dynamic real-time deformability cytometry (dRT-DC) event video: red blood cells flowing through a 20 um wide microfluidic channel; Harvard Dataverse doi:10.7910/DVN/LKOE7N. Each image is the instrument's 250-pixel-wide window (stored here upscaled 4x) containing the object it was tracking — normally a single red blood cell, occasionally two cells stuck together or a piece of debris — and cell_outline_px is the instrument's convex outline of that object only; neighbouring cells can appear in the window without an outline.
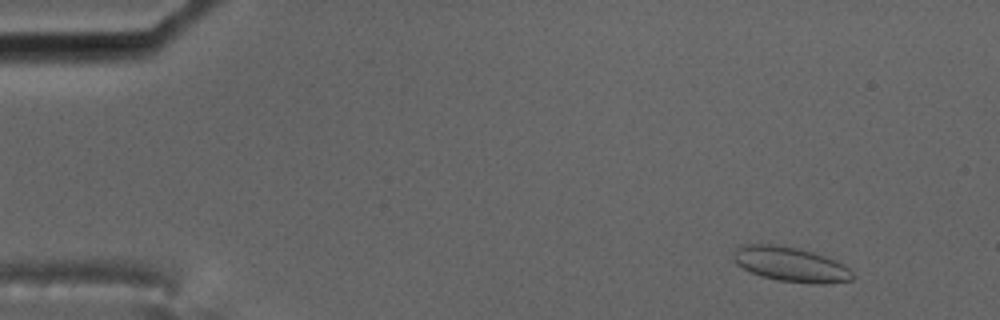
{"species": "common noctule bat (a hibernating species)", "species_latin": "Nyctalus noctula", "temperature_condition": "cold", "stored_images_in_passage": 58, "camera_frame_rate_fps": 3000, "um_per_image_px": 0.085, "animal": {"sex": "male", "body_mass_g": 17.5, "forearm_length_mm": 52.3}, "frame": {"image": 1, "passage_image": 6, "time_ms": 1.667, "image_size_px": [1000, 320], "cell_outline_px": [[856, 276], [852, 280], [828, 284], [812, 284], [776, 280], [752, 272], [736, 264], [732, 260], [732, 252], [740, 244], [776, 244], [796, 248], [812, 252], [836, 260], [844, 264]], "centroid_in_image_um": [67.21, 22.47], "position_along_channel_um": 17.8, "area_um2": 24.33}}
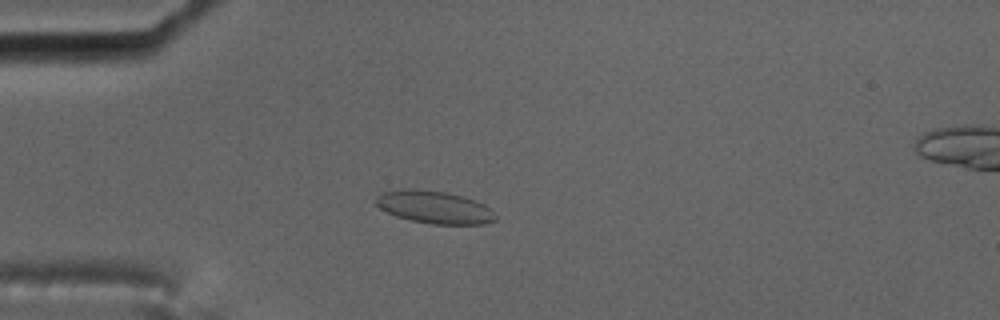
{"frame": {"image": 2, "passage_image": 16, "time_ms": 5.0, "image_size_px": [1000, 320], "cell_outline_px": [[496, 220], [484, 224], [432, 224], [412, 220], [396, 216], [380, 208], [376, 204], [376, 196], [380, 192], [444, 192], [460, 196], [484, 204], [496, 216]], "centroid_in_image_um": [36.97, 17.67], "position_along_channel_um": 48.0, "area_um2": 21.44}}
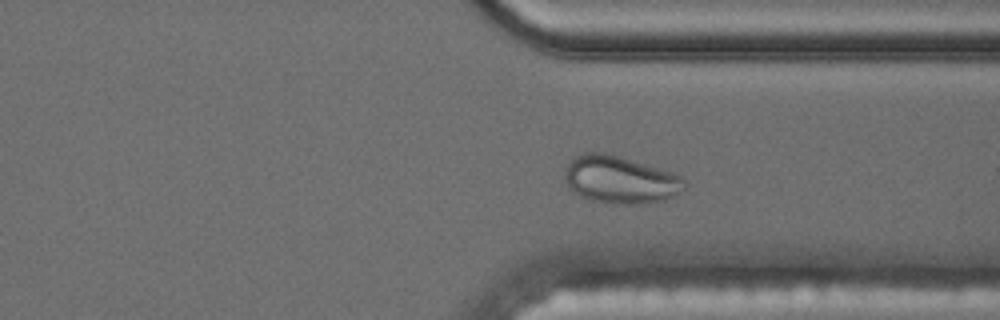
{"frame": {"image": 3, "passage_image": 44, "time_ms": 14.333, "image_size_px": [1000, 320], "cell_outline_px": [[688, 184], [684, 188], [672, 196], [664, 200], [636, 204], [612, 204], [592, 200], [580, 196], [568, 188], [564, 176], [564, 168], [576, 156], [584, 152], [604, 152], [672, 172], [680, 176]], "centroid_in_image_um": [52.67, 15.28], "position_along_channel_um": 358.7, "area_um2": 33.0}}